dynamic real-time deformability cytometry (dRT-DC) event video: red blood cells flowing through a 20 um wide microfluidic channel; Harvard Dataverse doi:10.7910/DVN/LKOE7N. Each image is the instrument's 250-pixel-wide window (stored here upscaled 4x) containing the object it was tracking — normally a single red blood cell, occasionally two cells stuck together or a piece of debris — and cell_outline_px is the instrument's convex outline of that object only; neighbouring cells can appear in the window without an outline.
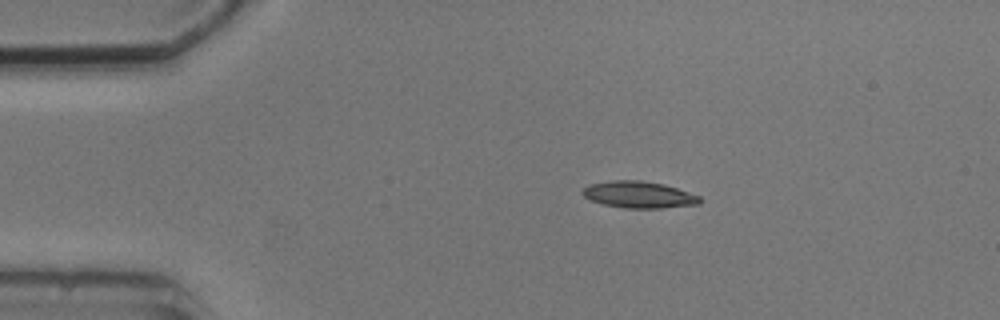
{"species": "common noctule bat (a hibernating species)", "species_latin": "Nyctalus noctula", "temperature_condition": "cold", "stored_images_in_passage": 7, "camera_frame_rate_fps": 3000, "um_per_image_px": 0.085, "animal": {"sex": "male", "body_mass_g": 20.5, "forearm_length_mm": 52.5}, "frame": {"image": 1, "passage_image": 2, "time_ms": 2.0, "image_size_px": [1000, 320], "cell_outline_px": [[700, 204], [660, 208], [624, 208], [604, 204], [592, 200], [584, 196], [580, 192], [588, 184], [616, 180], [640, 180], [664, 184], [700, 196]], "centroid_in_image_um": [54.29, 16.54], "position_along_channel_um": 30.7, "area_um2": 18.09}}
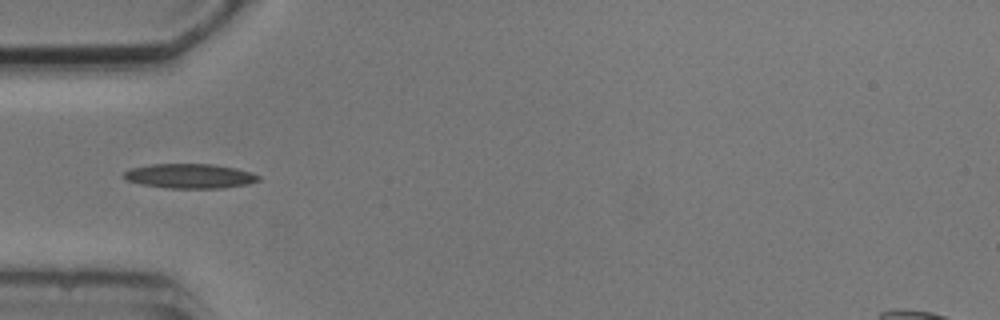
{"frame": {"image": 2, "passage_image": 4, "time_ms": 4.333, "image_size_px": [1000, 320], "cell_outline_px": [[260, 180], [248, 184], [220, 188], [168, 188], [140, 184], [124, 180], [120, 176], [124, 172], [132, 168], [152, 164], [212, 164], [236, 168], [260, 176]], "centroid_in_image_um": [16.08, 14.96], "position_along_channel_um": 68.9, "area_um2": 19.31}}
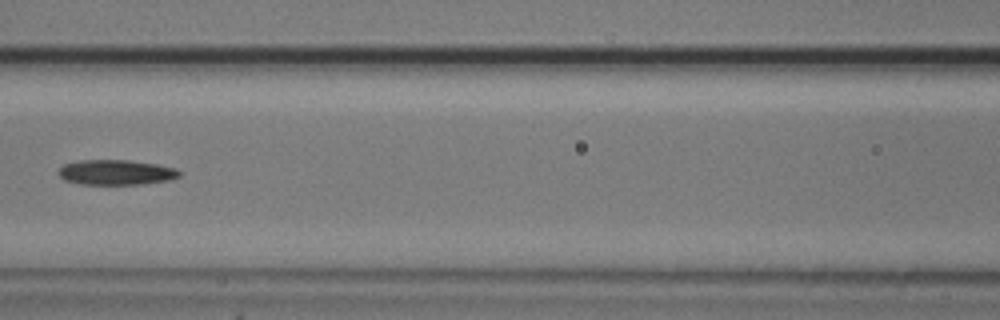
{"frame": {"image": 3, "passage_image": 6, "time_ms": 6.667, "image_size_px": [1000, 320], "cell_outline_px": [[180, 176], [168, 180], [144, 184], [80, 184], [64, 180], [56, 172], [64, 164], [80, 160], [128, 160], [156, 164], [176, 168], [180, 172]], "centroid_in_image_um": [9.84, 14.65], "position_along_channel_um": 156.8, "area_um2": 17.69}}